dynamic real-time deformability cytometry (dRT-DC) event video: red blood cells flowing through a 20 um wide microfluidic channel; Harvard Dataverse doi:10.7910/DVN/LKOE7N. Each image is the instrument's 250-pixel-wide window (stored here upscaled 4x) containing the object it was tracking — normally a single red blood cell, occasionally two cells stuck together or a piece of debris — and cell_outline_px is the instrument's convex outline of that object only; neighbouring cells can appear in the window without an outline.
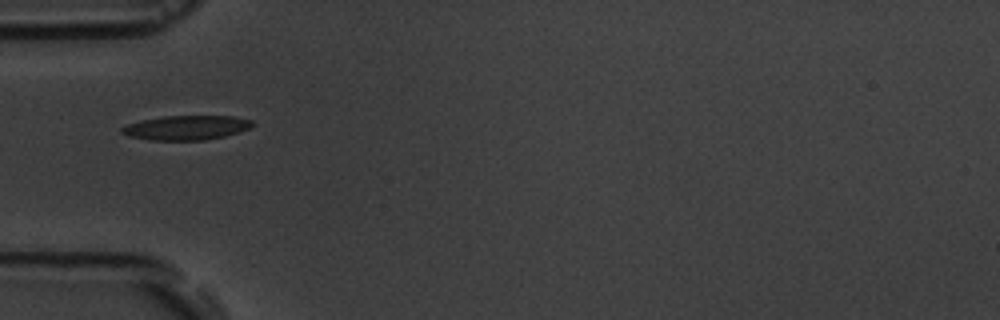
{"species": "common noctule bat (a hibernating species)", "species_latin": "Nyctalus noctula", "temperature_condition": "room temperature", "stored_images_in_passage": 17, "camera_frame_rate_fps": 3000, "um_per_image_px": 0.085, "animal": {"sex": "male", "body_mass_g": 19.5, "forearm_length_mm": 54.6}, "frame": {"image": 1, "passage_image": 6, "time_ms": 6.0, "image_size_px": [1000, 320], "cell_outline_px": [[256, 124], [252, 128], [224, 136], [204, 140], [152, 140], [128, 136], [120, 132], [120, 128], [128, 124], [140, 120], [164, 116], [232, 116], [252, 120]], "centroid_in_image_um": [15.85, 10.85], "position_along_channel_um": 69.1, "area_um2": 18.67}}
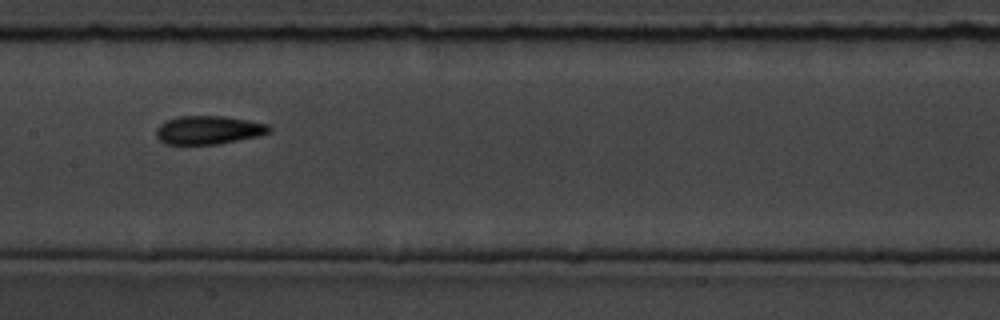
{"frame": {"image": 2, "passage_image": 9, "time_ms": 9.333, "image_size_px": [1000, 320], "cell_outline_px": [[272, 128], [268, 132], [260, 136], [216, 144], [164, 144], [156, 136], [156, 128], [160, 124], [176, 116], [224, 116], [248, 120], [268, 124]], "centroid_in_image_um": [17.72, 11.05], "position_along_channel_um": 189.7, "area_um2": 18.73}}
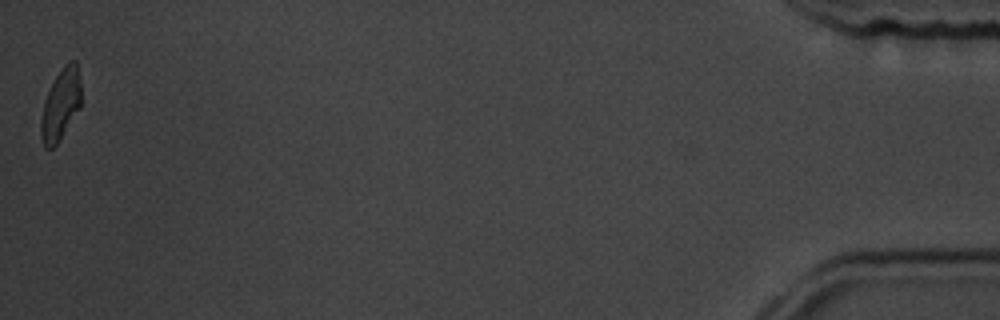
{"frame": {"image": 3, "passage_image": 17, "time_ms": 18.667, "image_size_px": [1000, 320], "cell_outline_px": [[80, 108], [60, 140], [52, 148], [44, 148], [40, 136], [40, 120], [44, 100], [56, 76], [64, 64], [68, 60], [76, 60], [80, 84]], "centroid_in_image_um": [5.14, 8.91], "position_along_channel_um": 430.1, "area_um2": 16.7}, "authors_computed_cell_mechanics": {"area_um2": 18.6694, "velocity_mm_per_s": 3.6174, "shape_relaxation_time_tau1_ms": 3.3407, "shape_relaxation_time_tau2_ms": 2.3754, "deformation_change_tau1": 0.1228, "deformation_change_tau2": 0.0744}}